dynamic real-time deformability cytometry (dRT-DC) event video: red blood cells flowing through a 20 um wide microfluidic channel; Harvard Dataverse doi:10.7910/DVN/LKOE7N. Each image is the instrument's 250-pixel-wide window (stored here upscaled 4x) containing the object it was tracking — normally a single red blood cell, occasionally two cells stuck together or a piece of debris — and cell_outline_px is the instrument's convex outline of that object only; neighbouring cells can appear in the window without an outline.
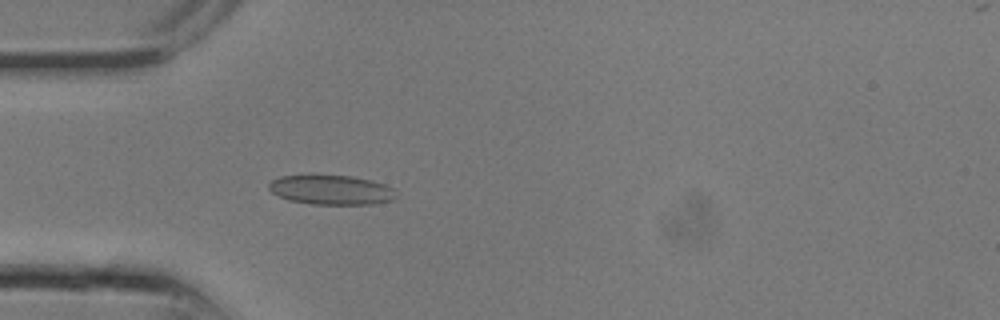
{"species": "common noctule bat (a hibernating species)", "species_latin": "Nyctalus noctula", "temperature_condition": "room temperature", "stored_images_in_passage": 17, "camera_frame_rate_fps": 3000, "um_per_image_px": 0.085, "animal": {"sex": "male", "body_mass_g": 13.3}, "frame": {"image": 1, "passage_image": 6, "time_ms": 1.667, "image_size_px": [1000, 320], "cell_outline_px": [[396, 196], [392, 200], [376, 204], [312, 204], [288, 200], [272, 192], [268, 188], [268, 184], [272, 180], [280, 176], [312, 172], [352, 176], [372, 180], [384, 184], [392, 188], [396, 192]], "centroid_in_image_um": [28.11, 16.09], "position_along_channel_um": 56.9, "area_um2": 22.77}}
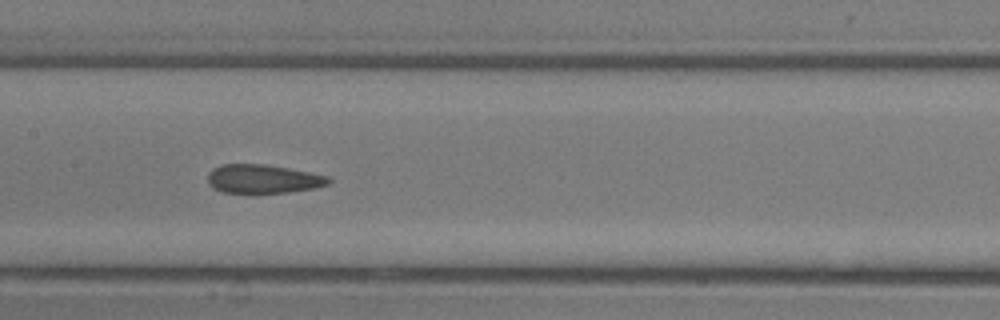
{"frame": {"image": 2, "passage_image": 11, "time_ms": 3.333, "image_size_px": [1000, 320], "cell_outline_px": [[332, 180], [328, 184], [316, 188], [288, 192], [252, 196], [220, 192], [212, 188], [208, 180], [208, 172], [212, 168], [220, 164], [264, 164], [288, 168], [328, 176]], "centroid_in_image_um": [22.3, 15.25], "position_along_channel_um": 185.1, "area_um2": 21.15}}
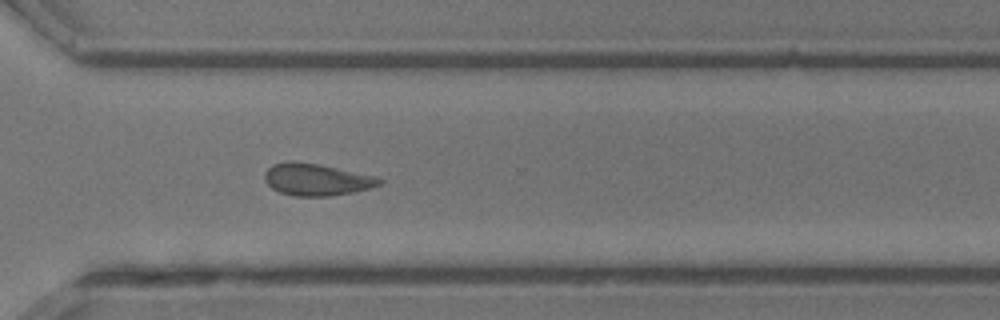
{"frame": {"image": 3, "passage_image": 17, "time_ms": 5.333, "image_size_px": [1000, 320], "cell_outline_px": [[384, 180], [380, 184], [368, 188], [352, 192], [328, 196], [292, 196], [280, 192], [272, 188], [264, 180], [264, 172], [272, 164], [292, 160], [316, 164], [376, 176]], "centroid_in_image_um": [26.85, 15.26], "position_along_channel_um": 343.7, "area_um2": 21.21}}